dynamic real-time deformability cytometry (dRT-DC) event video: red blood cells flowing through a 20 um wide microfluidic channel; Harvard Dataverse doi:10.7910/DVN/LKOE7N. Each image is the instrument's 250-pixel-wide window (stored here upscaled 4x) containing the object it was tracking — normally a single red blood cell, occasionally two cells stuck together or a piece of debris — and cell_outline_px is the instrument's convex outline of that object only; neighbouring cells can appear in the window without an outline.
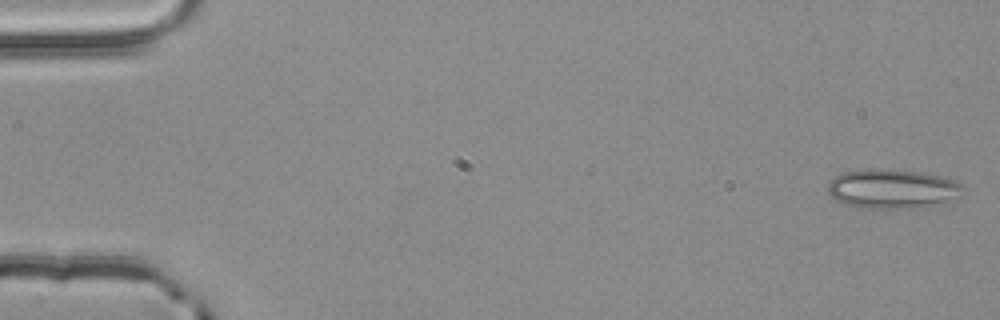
{"species": "common noctule bat (a hibernating species)", "species_latin": "Nyctalus noctula", "temperature_condition": "room temperature", "stored_images_in_passage": 54, "camera_frame_rate_fps": 3000, "um_per_image_px": 0.085, "animal": {"sex": "male", "body_mass_g": 20.4}, "frame": {"image": 1, "passage_image": 1, "time_ms": 0.0, "image_size_px": [1000, 320], "cell_outline_px": [[964, 192], [944, 204], [908, 208], [860, 208], [836, 200], [828, 192], [828, 184], [836, 176], [844, 172], [872, 168], [888, 168], [920, 172], [940, 176], [956, 180], [964, 188]], "centroid_in_image_um": [75.89, 16.04], "position_along_channel_um": 9.1, "area_um2": 31.1}}
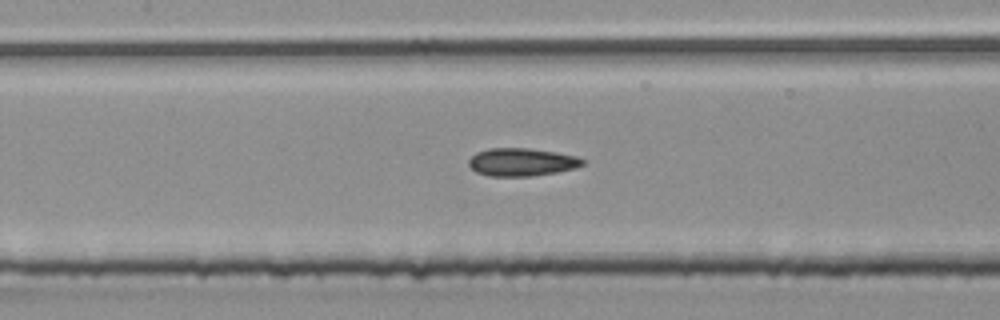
{"frame": {"image": 2, "passage_image": 25, "time_ms": 8.0, "image_size_px": [1000, 320], "cell_outline_px": [[588, 160], [584, 164], [576, 168], [556, 172], [532, 176], [488, 176], [476, 172], [468, 164], [468, 160], [476, 152], [492, 148], [528, 148], [556, 152], [576, 156]], "centroid_in_image_um": [44.37, 13.78], "position_along_channel_um": 163.0, "area_um2": 18.61}}
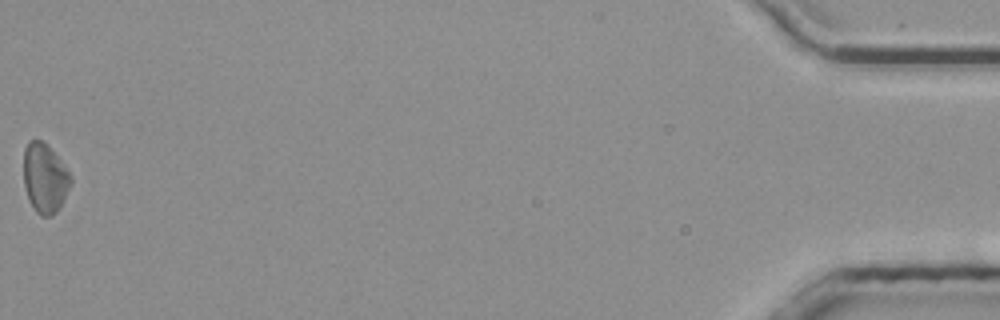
{"frame": {"image": 3, "passage_image": 54, "time_ms": 17.667, "image_size_px": [1000, 320], "cell_outline_px": [[72, 184], [56, 212], [52, 216], [40, 216], [36, 212], [28, 196], [24, 184], [24, 148], [28, 140], [40, 140], [48, 144], [72, 176]], "centroid_in_image_um": [3.82, 15.12], "position_along_channel_um": 431.4, "area_um2": 19.02}, "authors_computed_cell_mechanics": {"area_um2": 18.6405, "velocity_mm_per_s": 3.8723, "shape_relaxation_time_tau1_ms": 3.2809, "shape_relaxation_time_tau2_ms": 2.8632, "deformation_change_tau1": 0.0753, "deformation_change_tau2": 0.096}}